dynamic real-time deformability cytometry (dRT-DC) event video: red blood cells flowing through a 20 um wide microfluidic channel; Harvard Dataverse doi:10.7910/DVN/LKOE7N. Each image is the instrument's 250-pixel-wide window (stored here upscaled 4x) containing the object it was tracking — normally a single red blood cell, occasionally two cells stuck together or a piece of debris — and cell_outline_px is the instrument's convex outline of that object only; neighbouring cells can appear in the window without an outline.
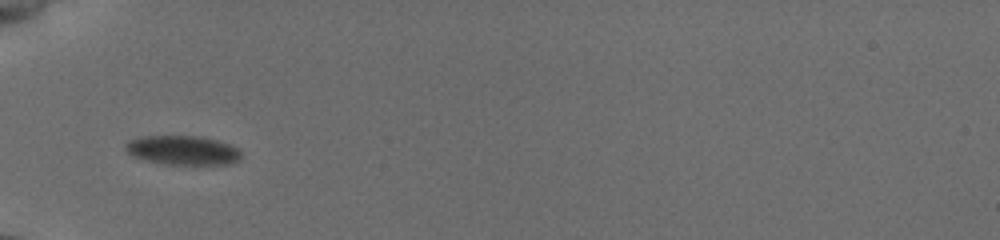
{"species": "common noctule bat (a hibernating species)", "species_latin": "Nyctalus noctula", "temperature_condition": "cold", "stored_images_in_passage": 36, "camera_frame_rate_fps": 3000, "um_per_image_px": 0.085, "animal": {"sex": "female", "body_mass_g": 19.5, "forearm_length_mm": 54.1}, "frame": {"image": 1, "passage_image": 1, "time_ms": 0.0, "image_size_px": [1000, 240], "cell_outline_px": [[240, 160], [232, 164], [168, 164], [144, 160], [132, 156], [124, 148], [124, 144], [128, 140], [144, 136], [200, 136], [216, 140], [228, 144], [236, 148], [240, 152]], "centroid_in_image_um": [15.5, 12.77], "position_along_channel_um": 69.5, "area_um2": 19.65}}
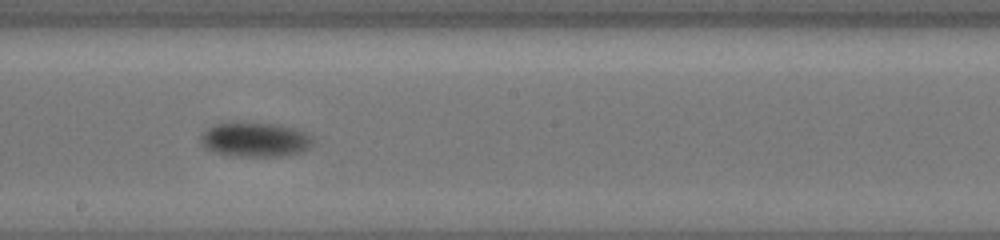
{"frame": {"image": 2, "passage_image": 14, "time_ms": 4.333, "image_size_px": [1000, 240], "cell_outline_px": [[312, 144], [308, 148], [300, 152], [280, 156], [228, 156], [204, 148], [200, 144], [200, 136], [208, 128], [216, 124], [272, 124], [292, 128], [308, 136], [312, 140]], "centroid_in_image_um": [21.6, 11.91], "position_along_channel_um": 226.6, "area_um2": 21.79}}
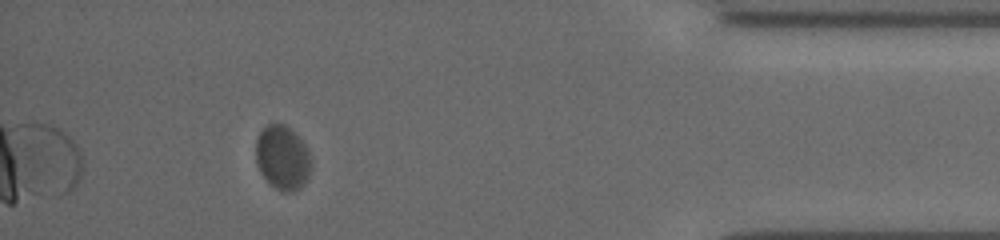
{"frame": {"image": 3, "passage_image": 32, "time_ms": 10.333, "image_size_px": [1000, 240], "cell_outline_px": [[312, 168], [304, 184], [300, 188], [292, 192], [284, 192], [276, 188], [260, 172], [256, 164], [256, 136], [268, 124], [284, 124], [304, 144], [312, 156]], "centroid_in_image_um": [24.03, 13.42], "position_along_channel_um": 411.2, "area_um2": 20.63}, "authors_computed_cell_mechanics": {"area_um2": 21.386, "velocity_mm_per_s": 3.7285, "shape_relaxation_time_tau1_ms": 1.1694, "shape_relaxation_time_tau2_ms": null, "deformation_change_tau1": 0.0441, "deformation_change_tau2": null}}